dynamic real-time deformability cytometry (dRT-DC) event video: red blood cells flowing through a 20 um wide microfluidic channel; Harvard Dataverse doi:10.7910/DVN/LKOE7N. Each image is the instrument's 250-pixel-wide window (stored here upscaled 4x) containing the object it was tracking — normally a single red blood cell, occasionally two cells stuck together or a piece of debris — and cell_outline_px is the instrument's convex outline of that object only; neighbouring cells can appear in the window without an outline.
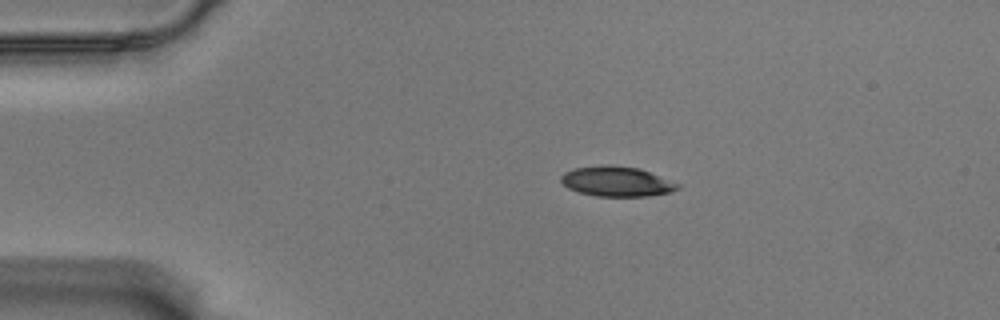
{"species": "Egyptian fruit bat (a non-hibernating species)", "species_latin": "Rousettus aegyptiacus", "temperature_condition": "warm", "stored_images_in_passage": 47, "camera_frame_rate_fps": 3000, "um_per_image_px": 0.085, "animal": {"sex": "male"}, "frame": {"image": 1, "passage_image": 1, "time_ms": 0.0, "image_size_px": [1000, 320], "cell_outline_px": [[684, 184], [680, 188], [672, 192], [648, 196], [596, 196], [580, 192], [568, 188], [560, 180], [560, 176], [564, 172], [576, 168], [604, 164], [612, 164], [636, 168]], "centroid_in_image_um": [52.46, 15.42], "position_along_channel_um": 32.5, "area_um2": 20.52}}
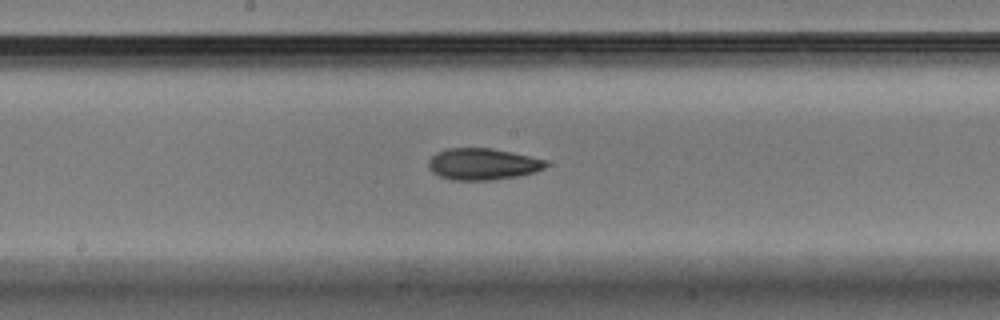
{"frame": {"image": 2, "passage_image": 20, "time_ms": 6.333, "image_size_px": [1000, 320], "cell_outline_px": [[548, 164], [544, 168], [536, 172], [516, 176], [492, 180], [452, 180], [440, 176], [432, 172], [428, 168], [428, 160], [436, 152], [444, 148], [492, 148], [512, 152], [548, 160]], "centroid_in_image_um": [41.02, 13.94], "position_along_channel_um": 207.2, "area_um2": 21.79}}
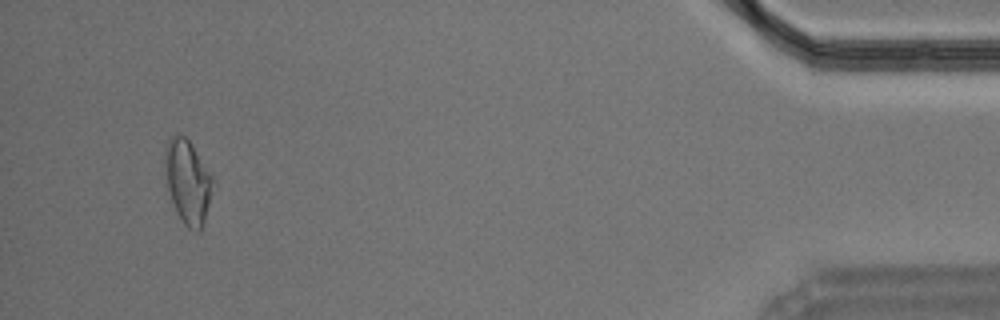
{"frame": {"image": 3, "passage_image": 44, "time_ms": 14.333, "image_size_px": [1000, 320], "cell_outline_px": [[212, 180], [208, 204], [204, 220], [200, 232], [196, 232], [188, 228], [184, 224], [176, 212], [168, 188], [164, 172], [164, 148], [168, 140], [172, 136], [184, 136], [192, 144], [212, 176]], "centroid_in_image_um": [15.91, 15.43], "position_along_channel_um": 419.3, "area_um2": 22.95}, "authors_computed_cell_mechanics": {"area_um2": 21.5016, "velocity_mm_per_s": 3.5382, "shape_relaxation_time_tau1_ms": 6.1351, "shape_relaxation_time_tau2_ms": 5.5151, "deformation_change_tau1": 0.167, "deformation_change_tau2": 0.1119}}